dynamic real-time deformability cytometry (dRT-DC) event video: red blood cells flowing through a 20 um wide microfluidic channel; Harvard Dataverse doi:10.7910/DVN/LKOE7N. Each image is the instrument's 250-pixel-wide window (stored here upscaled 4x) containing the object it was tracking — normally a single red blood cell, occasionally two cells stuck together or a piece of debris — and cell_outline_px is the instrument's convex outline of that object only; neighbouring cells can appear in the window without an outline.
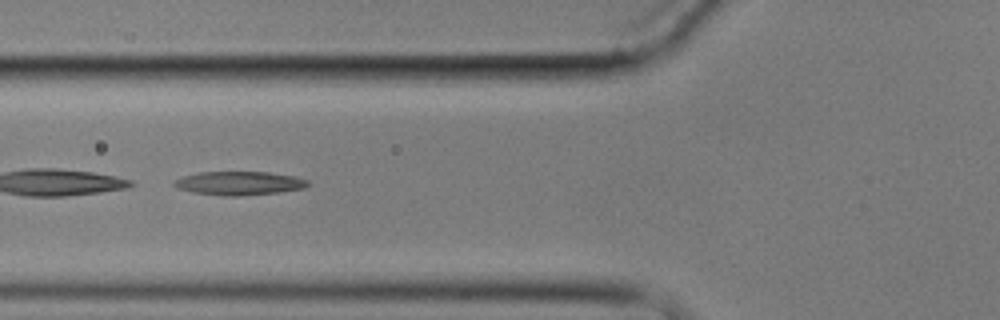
{"species": "common noctule bat (a hibernating species)", "species_latin": "Nyctalus noctula", "temperature_condition": "cold", "stored_images_in_passage": 6, "camera_frame_rate_fps": 3000, "um_per_image_px": 0.085, "animal": {"sex": "male", "body_mass_g": 17.9}, "frame": {"image": 1, "passage_image": 5, "time_ms": 4.667, "image_size_px": [1000, 320], "cell_outline_px": [[312, 184], [304, 188], [280, 192], [240, 196], [224, 196], [192, 192], [176, 188], [172, 184], [172, 180], [184, 176], [200, 172], [268, 172], [296, 176], [308, 180]], "centroid_in_image_um": [20.34, 15.57], "position_along_channel_um": 105.5, "area_um2": 18.67}}